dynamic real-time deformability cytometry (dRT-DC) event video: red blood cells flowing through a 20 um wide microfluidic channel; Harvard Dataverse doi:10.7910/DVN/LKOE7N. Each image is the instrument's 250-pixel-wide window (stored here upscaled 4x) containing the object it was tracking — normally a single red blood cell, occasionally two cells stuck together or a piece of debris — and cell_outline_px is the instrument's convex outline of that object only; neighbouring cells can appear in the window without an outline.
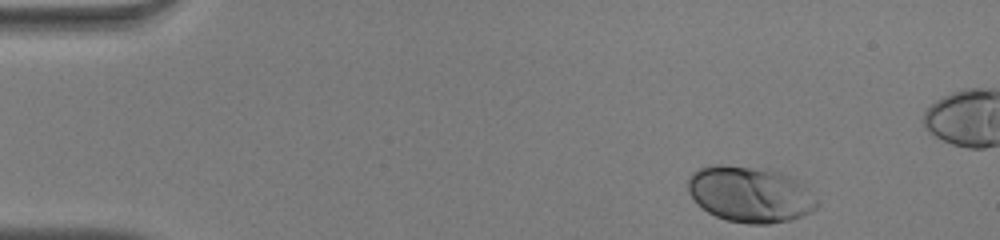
{"species": "human", "species_latin": "Homo sapiens", "temperature_condition": "warm", "stored_images_in_passage": 38, "camera_frame_rate_fps": 3000, "um_per_image_px": 0.085, "donor": {"sex": "male"}, "frame": {"image": 1, "passage_image": 1, "time_ms": 0.0, "image_size_px": [1000, 240], "cell_outline_px": [[820, 204], [816, 208], [792, 220], [768, 224], [748, 224], [728, 220], [716, 216], [708, 212], [688, 192], [688, 176], [696, 168], [716, 164], [720, 164], [772, 168], [796, 180]], "centroid_in_image_um": [63.71, 16.49], "position_along_channel_um": 21.3, "area_um2": 41.96}}
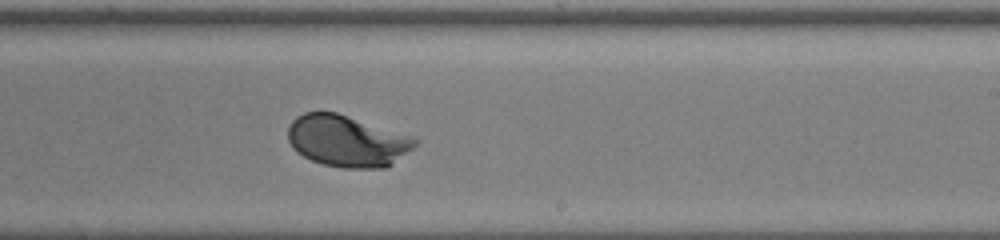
{"frame": {"image": 2, "passage_image": 26, "time_ms": 8.333, "image_size_px": [1000, 240], "cell_outline_px": [[416, 144], [412, 148], [388, 168], [344, 168], [324, 164], [312, 160], [304, 156], [292, 148], [288, 140], [288, 128], [292, 120], [296, 116], [304, 112], [336, 112], [408, 136], [416, 140]], "centroid_in_image_um": [29.44, 12.0], "position_along_channel_um": 259.6, "area_um2": 37.57}}
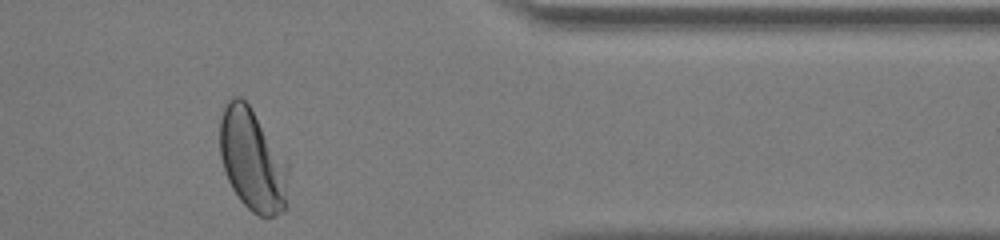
{"frame": {"image": 3, "passage_image": 37, "time_ms": 12.0, "image_size_px": [1000, 240], "cell_outline_px": [[288, 172], [284, 212], [276, 216], [260, 216], [252, 212], [240, 200], [232, 188], [224, 172], [220, 156], [220, 120], [224, 104], [232, 96], [240, 96], [248, 104], [288, 160]], "centroid_in_image_um": [21.45, 13.59], "position_along_channel_um": 390.0, "area_um2": 40.98}, "authors_computed_cell_mechanics": {"area_um2": 38.1769, "velocity_mm_per_s": 4.0402, "shape_relaxation_time_tau1_ms": 1.8295, "shape_relaxation_time_tau2_ms": null, "deformation_change_tau1": 0.1377, "deformation_change_tau2": null}}